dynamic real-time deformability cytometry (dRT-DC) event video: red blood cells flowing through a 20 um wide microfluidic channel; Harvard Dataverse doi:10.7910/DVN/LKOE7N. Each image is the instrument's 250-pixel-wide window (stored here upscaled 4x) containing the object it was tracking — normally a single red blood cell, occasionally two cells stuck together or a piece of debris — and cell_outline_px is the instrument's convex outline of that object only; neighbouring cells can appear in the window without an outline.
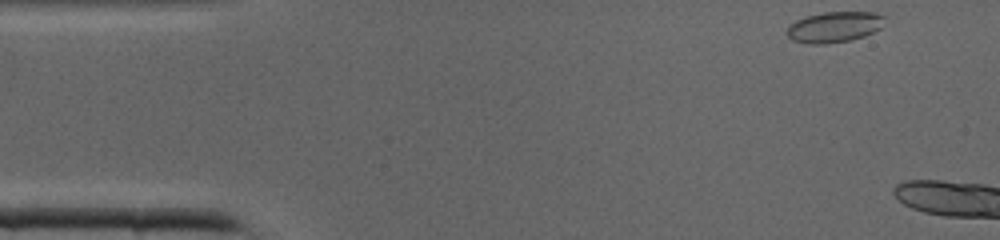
{"species": "common noctule bat (a hibernating species)", "species_latin": "Nyctalus noctula", "temperature_condition": "cold", "stored_images_in_passage": 4, "camera_frame_rate_fps": 3000, "um_per_image_px": 0.085, "animal": {"sex": "male", "body_mass_g": 19.0, "forearm_length_mm": 50.8}, "frame": {"image": 1, "passage_image": 1, "time_ms": 0.0, "image_size_px": [1000, 240], "cell_outline_px": [[884, 16], [880, 28], [864, 36], [848, 40], [824, 44], [808, 44], [792, 40], [788, 36], [788, 24], [796, 20], [808, 16], [824, 12], [872, 12]], "centroid_in_image_um": [70.87, 2.29], "position_along_channel_um": 14.1, "area_um2": 17.22}}